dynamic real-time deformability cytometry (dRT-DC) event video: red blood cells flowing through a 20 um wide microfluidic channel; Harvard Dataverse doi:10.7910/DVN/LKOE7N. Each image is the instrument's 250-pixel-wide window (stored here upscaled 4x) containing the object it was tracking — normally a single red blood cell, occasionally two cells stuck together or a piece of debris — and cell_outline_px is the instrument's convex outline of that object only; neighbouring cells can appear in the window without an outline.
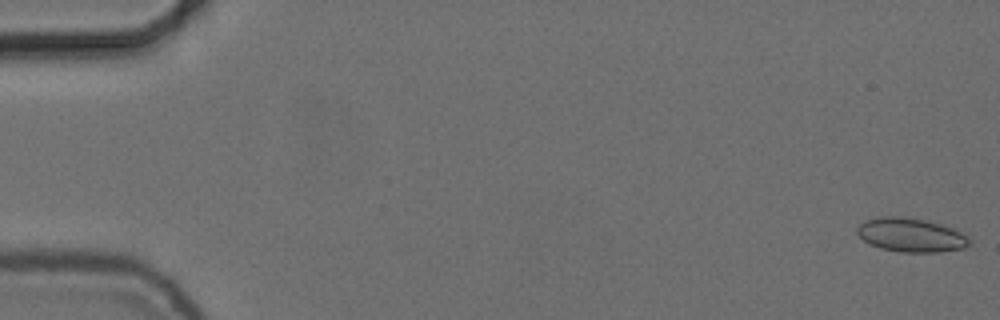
{"species": "common noctule bat (a hibernating species)", "species_latin": "Nyctalus noctula", "temperature_condition": "cold", "stored_images_in_passage": 56, "camera_frame_rate_fps": 3000, "um_per_image_px": 0.085, "animal": {"sex": "female", "body_mass_g": 24.6, "forearm_length_mm": 56.2}, "frame": {"image": 1, "passage_image": 1, "time_ms": 0.0, "image_size_px": [1000, 320], "cell_outline_px": [[968, 244], [964, 248], [940, 252], [900, 252], [880, 248], [868, 244], [856, 232], [856, 228], [860, 224], [868, 220], [884, 216], [904, 216], [924, 220], [940, 224], [952, 228], [968, 236]], "centroid_in_image_um": [77.4, 19.98], "position_along_channel_um": 7.6, "area_um2": 22.02}}
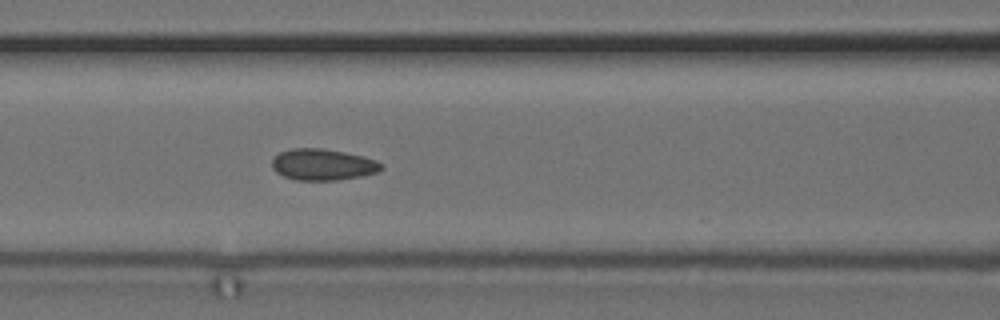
{"frame": {"image": 2, "passage_image": 24, "time_ms": 7.667, "image_size_px": [1000, 320], "cell_outline_px": [[384, 168], [380, 172], [364, 176], [336, 180], [296, 180], [284, 176], [276, 172], [272, 168], [272, 160], [280, 152], [292, 148], [320, 148], [344, 152], [364, 156], [376, 160], [384, 164]], "centroid_in_image_um": [27.49, 13.99], "position_along_channel_um": 139.1, "area_um2": 20.17}}
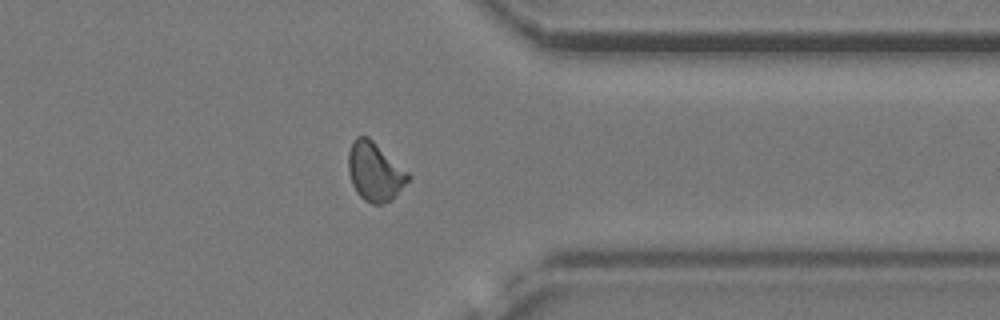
{"frame": {"image": 3, "passage_image": 44, "time_ms": 14.333, "image_size_px": [1000, 320], "cell_outline_px": [[412, 176], [392, 200], [384, 204], [372, 204], [364, 200], [356, 192], [352, 184], [348, 172], [348, 152], [352, 140], [356, 136], [368, 136], [408, 172]], "centroid_in_image_um": [31.84, 14.6], "position_along_channel_um": 379.6, "area_um2": 20.58}, "authors_computed_cell_mechanics": {"area_um2": 19.5942, "velocity_mm_per_s": 3.7127, "shape_relaxation_time_tau1_ms": null, "shape_relaxation_time_tau2_ms": 1.5552, "deformation_change_tau1": null, "deformation_change_tau2": 0.0743}}